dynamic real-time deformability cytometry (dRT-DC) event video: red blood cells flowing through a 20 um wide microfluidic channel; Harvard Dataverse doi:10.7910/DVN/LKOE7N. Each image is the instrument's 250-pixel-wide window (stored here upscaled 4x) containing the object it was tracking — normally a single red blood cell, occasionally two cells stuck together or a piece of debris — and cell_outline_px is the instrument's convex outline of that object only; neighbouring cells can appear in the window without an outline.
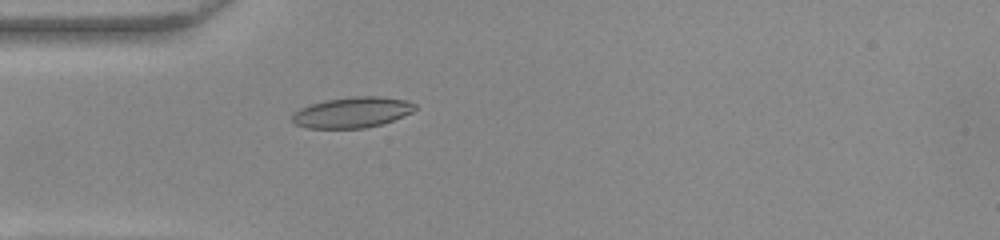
{"species": "common noctule bat (a hibernating species)", "species_latin": "Nyctalus noctula", "temperature_condition": "warm", "stored_images_in_passage": 53, "camera_frame_rate_fps": 3000, "um_per_image_px": 0.085, "animal": {"sex": "female", "body_mass_g": 22.0, "forearm_length_mm": 56.7}, "frame": {"image": 1, "passage_image": 16, "time_ms": 5.0, "image_size_px": [1000, 240], "cell_outline_px": [[416, 108], [412, 112], [392, 120], [380, 124], [364, 128], [308, 128], [296, 124], [292, 120], [292, 112], [300, 108], [324, 100], [352, 96], [380, 96], [408, 100], [416, 104]], "centroid_in_image_um": [29.93, 9.54], "position_along_channel_um": 55.1, "area_um2": 21.96}}
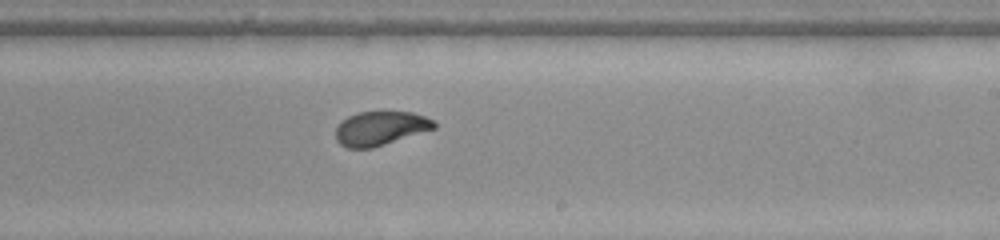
{"frame": {"image": 2, "passage_image": 32, "time_ms": 10.333, "image_size_px": [1000, 240], "cell_outline_px": [[436, 128], [372, 148], [348, 148], [340, 144], [336, 140], [336, 128], [340, 120], [356, 112], [412, 112], [424, 116], [432, 120], [436, 124]], "centroid_in_image_um": [32.29, 10.9], "position_along_channel_um": 256.7, "area_um2": 19.48}}
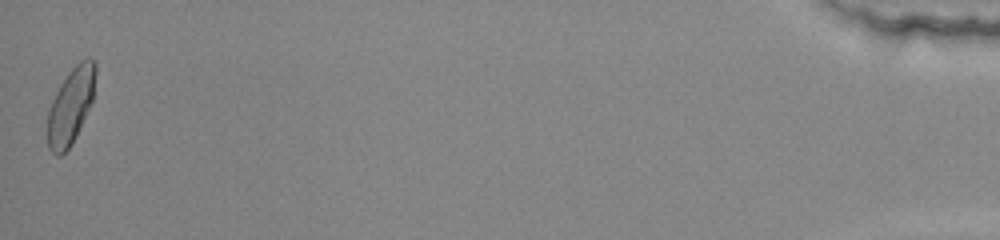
{"frame": {"image": 3, "passage_image": 53, "time_ms": 17.333, "image_size_px": [1000, 240], "cell_outline_px": [[96, 72], [92, 100], [76, 136], [72, 144], [60, 156], [56, 156], [48, 148], [48, 108], [60, 84], [68, 72], [80, 60], [88, 56], [96, 60]], "centroid_in_image_um": [6.01, 8.96], "position_along_channel_um": 429.2, "area_um2": 21.21}, "authors_computed_cell_mechanics": {"area_um2": 20.4612, "velocity_mm_per_s": 3.8765, "shape_relaxation_time_tau1_ms": 5.4029, "shape_relaxation_time_tau2_ms": 0.7928, "deformation_change_tau1": 0.1875, "deformation_change_tau2": 0.0528}}